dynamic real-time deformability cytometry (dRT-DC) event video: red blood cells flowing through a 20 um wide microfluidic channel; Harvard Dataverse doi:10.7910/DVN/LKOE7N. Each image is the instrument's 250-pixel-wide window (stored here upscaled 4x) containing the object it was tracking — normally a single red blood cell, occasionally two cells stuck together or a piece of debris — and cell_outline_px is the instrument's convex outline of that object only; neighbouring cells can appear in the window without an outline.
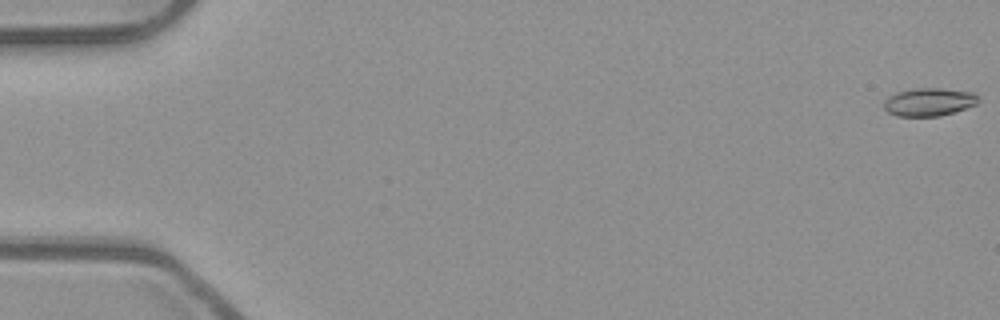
{"species": "common noctule bat (a hibernating species)", "species_latin": "Nyctalus noctula", "temperature_condition": "room temperature", "stored_images_in_passage": 53, "camera_frame_rate_fps": 3000, "um_per_image_px": 0.085, "animal": {"sex": "male", "body_mass_g": 23.1, "forearm_length_mm": 52.7}, "frame": {"image": 1, "passage_image": 1, "time_ms": 0.0, "image_size_px": [1000, 320], "cell_outline_px": [[980, 100], [976, 104], [940, 116], [896, 116], [888, 112], [884, 108], [884, 100], [900, 92], [916, 88], [940, 88], [972, 92]], "centroid_in_image_um": [78.96, 8.67], "position_along_channel_um": 6.0, "area_um2": 15.09}}
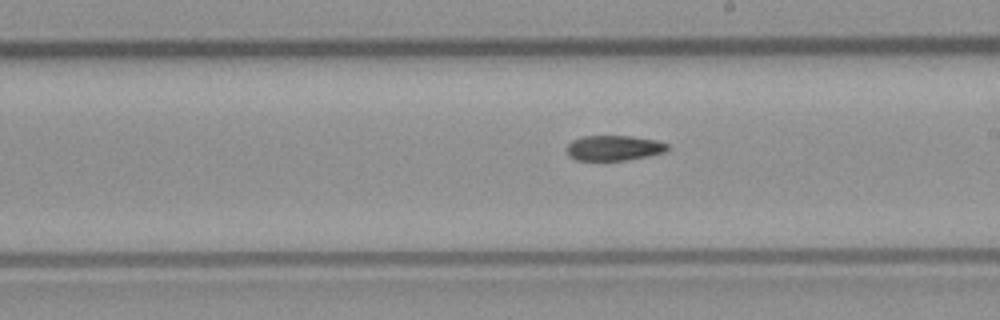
{"frame": {"image": 2, "passage_image": 31, "time_ms": 10.0, "image_size_px": [1000, 320], "cell_outline_px": [[668, 148], [664, 152], [648, 156], [624, 160], [576, 160], [568, 156], [568, 144], [572, 140], [584, 136], [632, 136], [656, 140], [668, 144]], "centroid_in_image_um": [52.18, 12.57], "position_along_channel_um": 236.8, "area_um2": 14.68}}
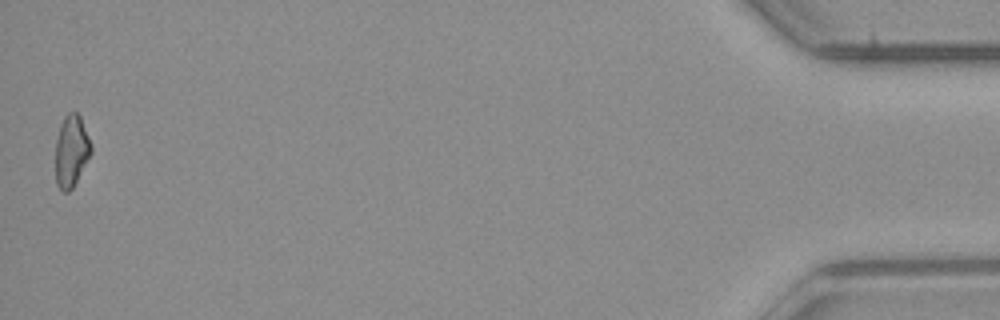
{"frame": {"image": 3, "passage_image": 53, "time_ms": 17.333, "image_size_px": [1000, 320], "cell_outline_px": [[92, 152], [72, 188], [68, 192], [64, 192], [56, 184], [56, 140], [60, 124], [64, 116], [68, 112], [76, 112], [80, 116], [92, 144]], "centroid_in_image_um": [6.07, 12.81], "position_along_channel_um": 429.1, "area_um2": 14.85}}